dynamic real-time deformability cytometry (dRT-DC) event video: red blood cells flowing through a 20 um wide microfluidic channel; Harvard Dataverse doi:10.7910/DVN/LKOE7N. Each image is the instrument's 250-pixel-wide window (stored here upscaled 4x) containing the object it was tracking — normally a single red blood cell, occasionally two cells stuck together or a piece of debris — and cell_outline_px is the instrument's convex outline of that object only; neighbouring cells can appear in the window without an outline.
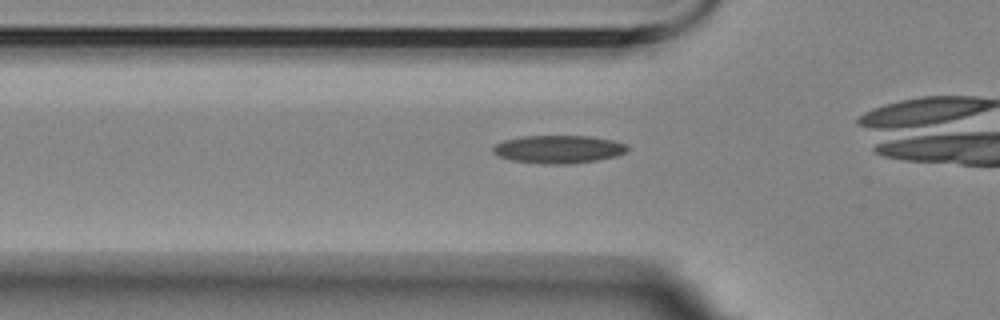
{"species": "Egyptian fruit bat (a non-hibernating species)", "species_latin": "Rousettus aegyptiacus", "temperature_condition": "room temperature", "stored_images_in_passage": 30, "camera_frame_rate_fps": 3000, "um_per_image_px": 0.085, "animal": {"sex": "female"}, "frame": {"image": 1, "passage_image": 4, "time_ms": 1.0, "image_size_px": [1000, 320], "cell_outline_px": [[628, 152], [616, 156], [596, 160], [572, 164], [540, 164], [512, 160], [496, 156], [492, 152], [492, 148], [496, 144], [504, 140], [520, 136], [592, 136], [612, 140], [628, 144]], "centroid_in_image_um": [47.47, 12.69], "position_along_channel_um": 78.3, "area_um2": 22.2}}
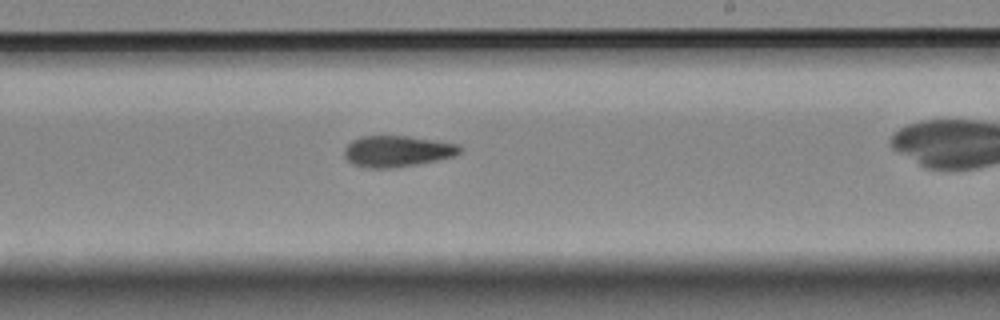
{"frame": {"image": 2, "passage_image": 19, "time_ms": 6.0, "image_size_px": [1000, 320], "cell_outline_px": [[464, 148], [456, 156], [396, 168], [368, 168], [352, 164], [344, 156], [344, 148], [352, 140], [360, 136], [408, 136], [460, 144]], "centroid_in_image_um": [33.77, 12.85], "position_along_channel_um": 255.2, "area_um2": 21.15}}
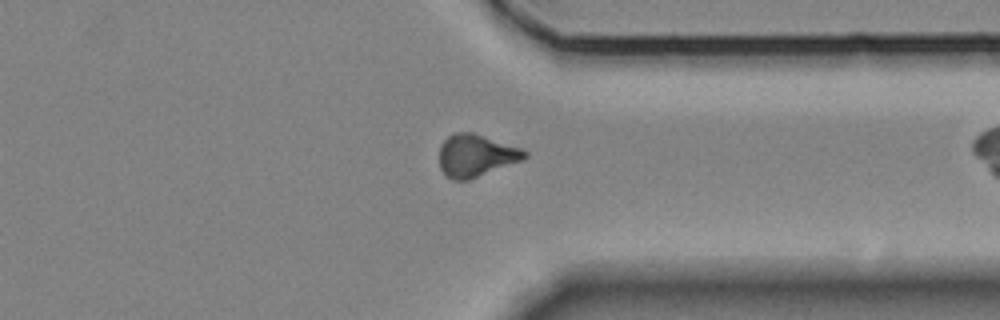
{"frame": {"image": 3, "passage_image": 29, "time_ms": 9.333, "image_size_px": [1000, 320], "cell_outline_px": [[528, 156], [520, 160], [468, 180], [452, 180], [444, 176], [440, 168], [440, 144], [448, 136], [456, 132], [472, 132], [524, 148], [528, 152]], "centroid_in_image_um": [40.44, 13.21], "position_along_channel_um": 371.0, "area_um2": 21.04}}